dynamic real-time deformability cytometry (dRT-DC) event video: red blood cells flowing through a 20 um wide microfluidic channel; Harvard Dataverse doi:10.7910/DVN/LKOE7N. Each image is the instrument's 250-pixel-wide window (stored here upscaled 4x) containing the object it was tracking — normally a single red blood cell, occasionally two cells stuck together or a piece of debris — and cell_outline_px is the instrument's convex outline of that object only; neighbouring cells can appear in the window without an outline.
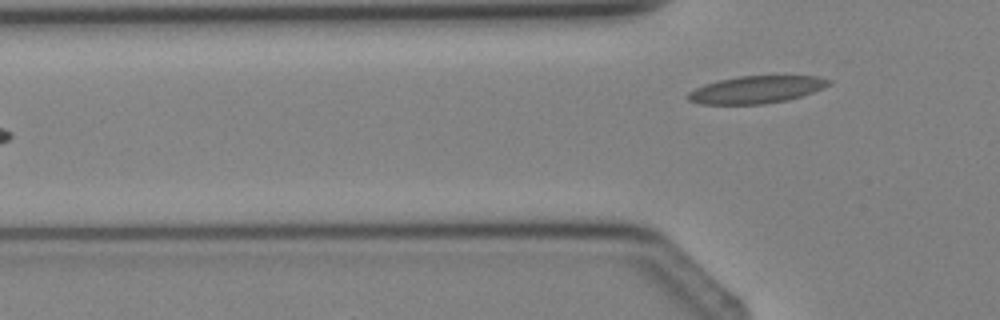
{"species": "Egyptian fruit bat (a non-hibernating species)", "species_latin": "Rousettus aegyptiacus", "temperature_condition": "cold", "stored_images_in_passage": 3, "camera_frame_rate_fps": 3000, "um_per_image_px": 0.085, "animal": {"sex": "female"}, "frame": {"image": 1, "passage_image": 3, "time_ms": 2.333, "image_size_px": [1000, 320], "cell_outline_px": [[832, 84], [824, 88], [788, 100], [764, 104], [700, 104], [688, 100], [684, 96], [688, 92], [704, 84], [720, 80], [740, 76], [820, 76], [832, 80]], "centroid_in_image_um": [64.29, 7.62], "position_along_channel_um": 61.5, "area_um2": 22.54}}